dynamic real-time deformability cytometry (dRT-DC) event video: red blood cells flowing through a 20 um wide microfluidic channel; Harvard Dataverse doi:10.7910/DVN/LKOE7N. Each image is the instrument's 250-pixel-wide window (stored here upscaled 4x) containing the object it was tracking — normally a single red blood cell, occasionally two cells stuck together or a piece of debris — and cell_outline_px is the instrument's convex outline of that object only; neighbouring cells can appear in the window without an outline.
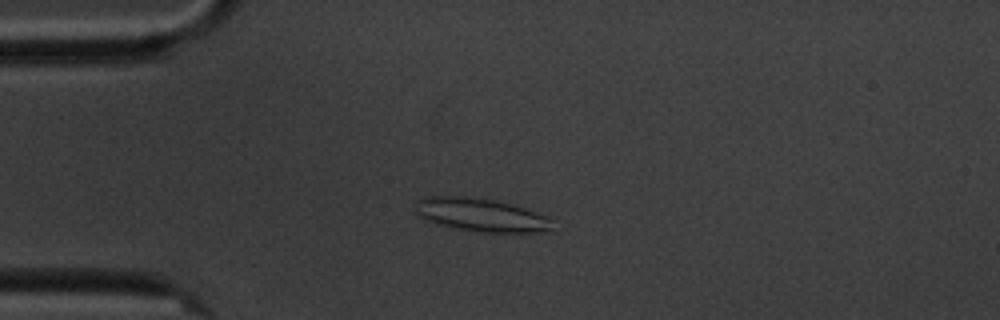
{"species": "common noctule bat (a hibernating species)", "species_latin": "Nyctalus noctula", "temperature_condition": "cold", "stored_images_in_passage": 6, "camera_frame_rate_fps": 3000, "um_per_image_px": 0.085, "animal": {"sex": "male", "body_mass_g": 20.1, "forearm_length_mm": 53.5}, "frame": {"image": 1, "passage_image": 4, "time_ms": 3.333, "image_size_px": [1000, 320], "cell_outline_px": [[556, 232], [484, 232], [436, 224], [424, 220], [416, 216], [416, 200], [424, 196], [464, 196], [492, 200], [512, 204], [524, 208], [544, 216], [548, 220]], "centroid_in_image_um": [40.83, 18.27], "position_along_channel_um": 44.2, "area_um2": 26.41}}
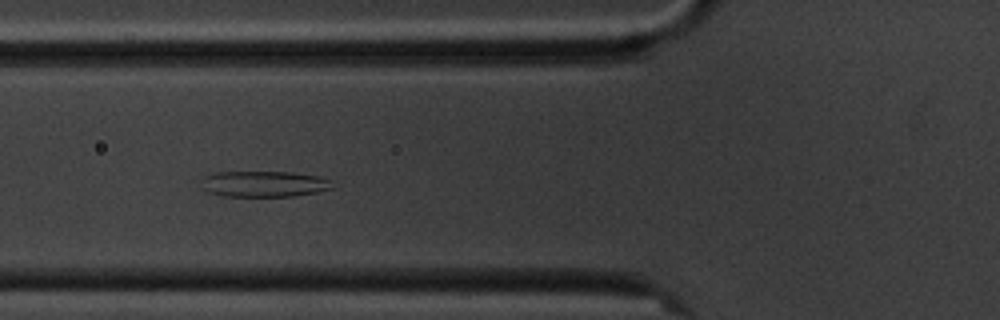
{"frame": {"image": 2, "passage_image": 6, "time_ms": 5.667, "image_size_px": [1000, 320], "cell_outline_px": [[336, 188], [316, 192], [292, 196], [224, 196], [208, 192], [204, 188], [204, 176], [216, 172], [292, 172], [316, 176], [328, 180]], "centroid_in_image_um": [22.46, 15.63], "position_along_channel_um": 103.3, "area_um2": 19.54}}